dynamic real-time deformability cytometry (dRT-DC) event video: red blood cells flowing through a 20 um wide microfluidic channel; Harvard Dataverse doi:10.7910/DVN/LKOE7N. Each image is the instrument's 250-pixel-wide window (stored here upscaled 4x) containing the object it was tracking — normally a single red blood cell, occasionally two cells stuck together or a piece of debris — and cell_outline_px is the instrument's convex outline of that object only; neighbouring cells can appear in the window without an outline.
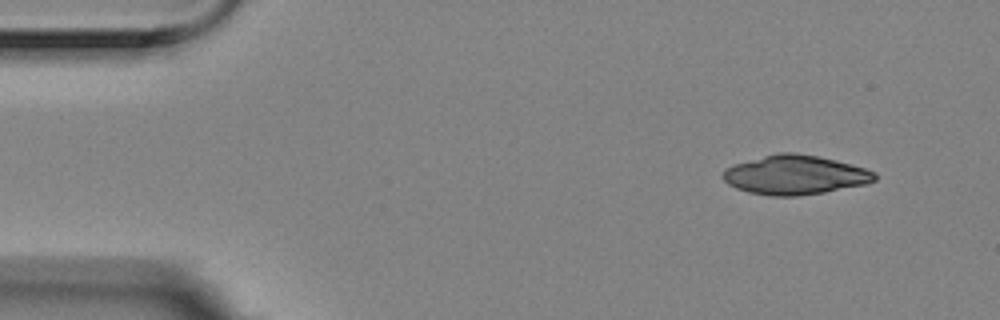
{"species": "Egyptian fruit bat (a non-hibernating species)", "species_latin": "Rousettus aegyptiacus", "temperature_condition": "room temperature", "stored_images_in_passage": 4, "camera_frame_rate_fps": 3000, "um_per_image_px": 0.085, "animal": {"sex": "female"}, "frame": {"image": 1, "passage_image": 2, "time_ms": 0.333, "image_size_px": [1000, 320], "cell_outline_px": [[876, 180], [864, 184], [824, 192], [796, 196], [772, 196], [748, 192], [736, 188], [728, 184], [724, 180], [724, 168], [736, 164], [776, 152], [796, 152], [836, 160], [852, 164], [876, 172]], "centroid_in_image_um": [67.58, 14.86], "position_along_channel_um": 17.4, "area_um2": 34.51}}